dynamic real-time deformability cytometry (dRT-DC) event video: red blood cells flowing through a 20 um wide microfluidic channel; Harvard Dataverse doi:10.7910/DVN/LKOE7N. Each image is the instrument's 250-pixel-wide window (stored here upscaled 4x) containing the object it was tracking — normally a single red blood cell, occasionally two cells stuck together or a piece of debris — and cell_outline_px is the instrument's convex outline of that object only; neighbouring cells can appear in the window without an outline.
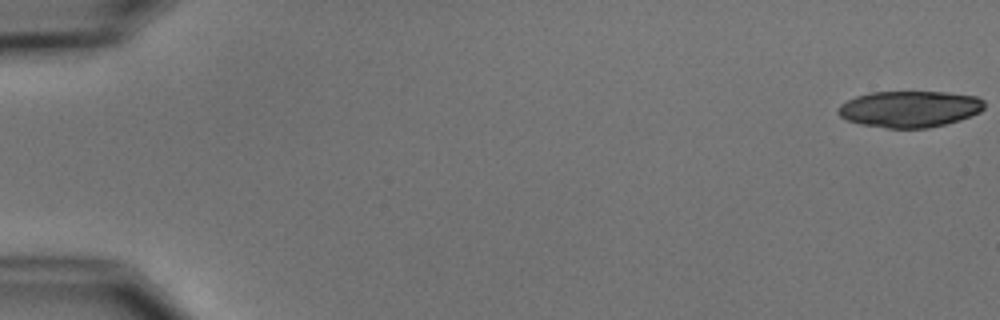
{"species": "common noctule bat (a hibernating species)", "species_latin": "Nyctalus noctula", "temperature_condition": "cold", "stored_images_in_passage": 10, "camera_frame_rate_fps": 3000, "um_per_image_px": 0.085, "animal": {"sex": "male", "body_mass_g": 15.6}, "frame": {"image": 1, "passage_image": 1, "time_ms": 0.0, "image_size_px": [1000, 320], "cell_outline_px": [[984, 108], [980, 112], [960, 120], [928, 128], [888, 128], [860, 124], [848, 120], [840, 116], [836, 112], [840, 104], [856, 96], [872, 92], [944, 92], [976, 96], [984, 100]], "centroid_in_image_um": [77.31, 9.26], "position_along_channel_um": 7.7, "area_um2": 30.98}}
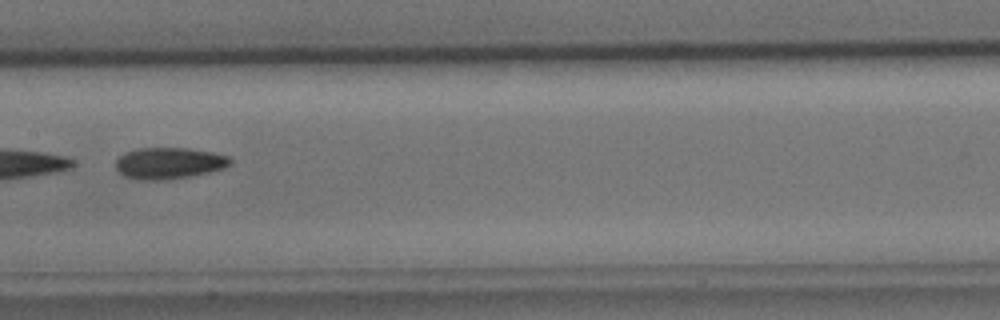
{"frame": {"image": 2, "passage_image": 9, "time_ms": 9.333, "image_size_px": [1000, 320], "cell_outline_px": [[232, 164], [224, 168], [208, 172], [168, 180], [136, 180], [124, 176], [116, 168], [116, 160], [124, 152], [140, 148], [188, 148], [212, 152], [228, 156], [232, 160]], "centroid_in_image_um": [14.36, 13.87], "position_along_channel_um": 193.0, "area_um2": 21.04}}
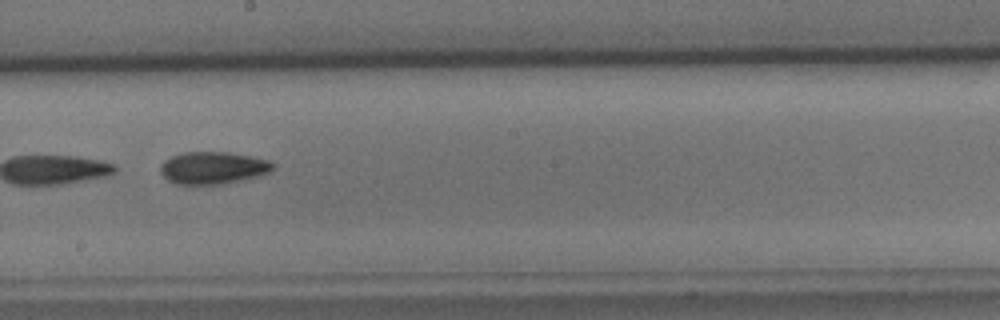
{"frame": {"image": 3, "passage_image": 10, "time_ms": 10.333, "image_size_px": [1000, 320], "cell_outline_px": [[276, 164], [268, 172], [244, 180], [220, 184], [176, 184], [168, 180], [160, 172], [160, 164], [164, 160], [180, 152], [228, 152], [252, 156], [268, 160]], "centroid_in_image_um": [18.08, 14.26], "position_along_channel_um": 230.1, "area_um2": 21.21}}